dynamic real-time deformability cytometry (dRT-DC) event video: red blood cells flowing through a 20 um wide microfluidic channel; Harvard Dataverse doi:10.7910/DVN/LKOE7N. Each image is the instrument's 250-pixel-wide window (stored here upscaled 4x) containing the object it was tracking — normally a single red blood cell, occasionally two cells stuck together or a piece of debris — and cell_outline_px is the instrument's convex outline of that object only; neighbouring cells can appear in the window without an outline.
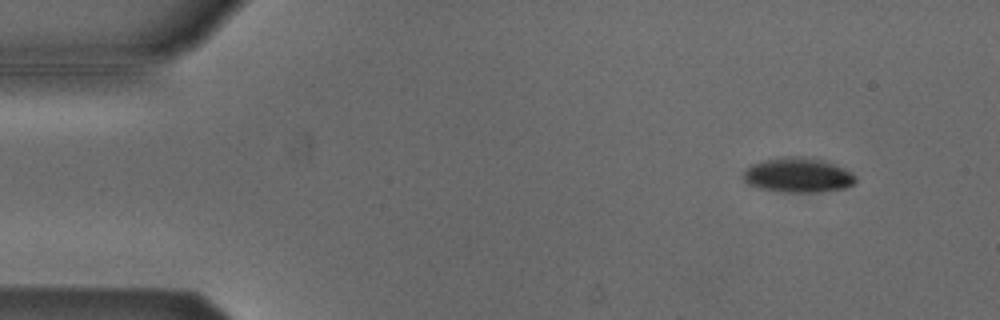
{"species": "Egyptian fruit bat (a non-hibernating species)", "species_latin": "Rousettus aegyptiacus", "temperature_condition": "cold", "stored_images_in_passage": 54, "camera_frame_rate_fps": 3000, "um_per_image_px": 0.085, "animal": {"sex": "male"}, "frame": {"image": 1, "passage_image": 6, "time_ms": 1.667, "image_size_px": [1000, 320], "cell_outline_px": [[856, 180], [852, 184], [844, 188], [816, 192], [784, 192], [756, 188], [748, 184], [744, 180], [744, 168], [752, 164], [764, 160], [788, 156], [812, 156], [824, 160], [844, 168], [852, 172], [856, 176]], "centroid_in_image_um": [67.82, 14.87], "position_along_channel_um": 17.2, "area_um2": 22.95}}
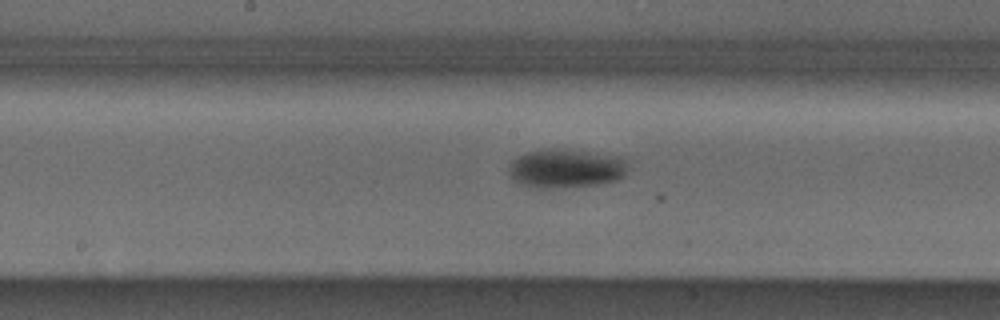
{"frame": {"image": 2, "passage_image": 28, "time_ms": 9.0, "image_size_px": [1000, 320], "cell_outline_px": [[632, 156], [628, 168], [616, 180], [596, 184], [552, 188], [536, 188], [520, 184], [512, 180], [508, 172], [508, 164], [512, 160], [528, 152], [548, 148], [556, 148]], "centroid_in_image_um": [48.15, 14.28], "position_along_channel_um": 200.0, "area_um2": 27.63}}
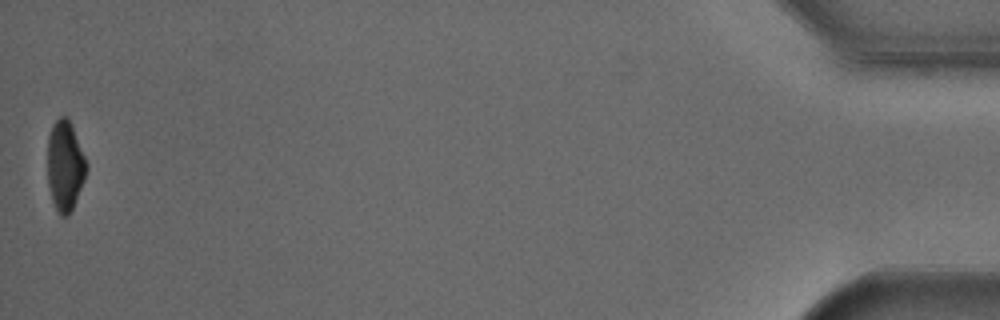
{"frame": {"image": 3, "passage_image": 54, "time_ms": 17.667, "image_size_px": [1000, 320], "cell_outline_px": [[88, 168], [84, 180], [72, 208], [68, 216], [60, 216], [52, 200], [48, 184], [48, 136], [52, 124], [60, 116], [68, 116], [88, 164]], "centroid_in_image_um": [5.53, 14.06], "position_along_channel_um": 429.7, "area_um2": 20.4}, "authors_computed_cell_mechanics": {"area_um2": 23.7269, "velocity_mm_per_s": 3.8222, "shape_relaxation_time_tau1_ms": 3.2075, "shape_relaxation_time_tau2_ms": null, "deformation_change_tau1": 0.1315, "deformation_change_tau2": null}}